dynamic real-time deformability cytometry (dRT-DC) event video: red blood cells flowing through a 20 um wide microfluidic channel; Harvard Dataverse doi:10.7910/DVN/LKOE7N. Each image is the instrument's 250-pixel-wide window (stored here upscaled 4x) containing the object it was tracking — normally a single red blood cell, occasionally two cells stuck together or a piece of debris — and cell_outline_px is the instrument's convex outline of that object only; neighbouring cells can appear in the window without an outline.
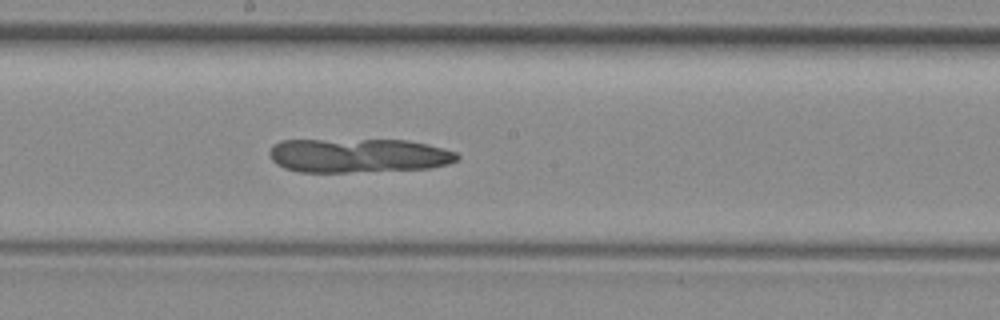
{"species": "common noctule bat (a hibernating species)", "species_latin": "Nyctalus noctula", "temperature_condition": "room temperature", "stored_images_in_passage": 40, "camera_frame_rate_fps": 3000, "um_per_image_px": 0.085, "animal": {"sex": "female", "body_mass_g": 29.2, "forearm_length_mm": 56.3}, "frame": {"image": 1, "passage_image": 15, "time_ms": 4.667, "image_size_px": [1000, 320], "cell_outline_px": [[460, 156], [456, 160], [448, 164], [432, 168], [348, 172], [300, 172], [284, 168], [276, 164], [272, 160], [268, 152], [272, 144], [280, 140], [408, 140], [428, 144], [456, 152]], "centroid_in_image_um": [30.42, 13.21], "position_along_channel_um": 217.8, "area_um2": 37.51}}
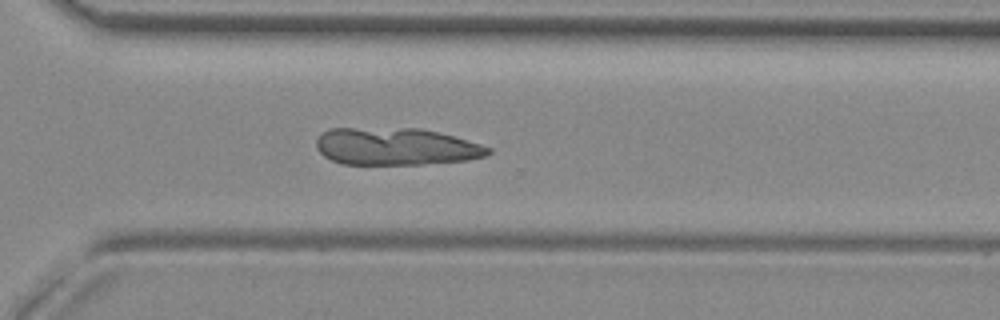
{"frame": {"image": 2, "passage_image": 24, "time_ms": 7.667, "image_size_px": [1000, 320], "cell_outline_px": [[492, 152], [488, 156], [468, 160], [424, 164], [340, 164], [324, 156], [316, 148], [316, 140], [320, 132], [328, 128], [420, 128], [440, 132], [480, 144], [492, 148]], "centroid_in_image_um": [33.64, 12.45], "position_along_channel_um": 337.0, "area_um2": 37.74}}
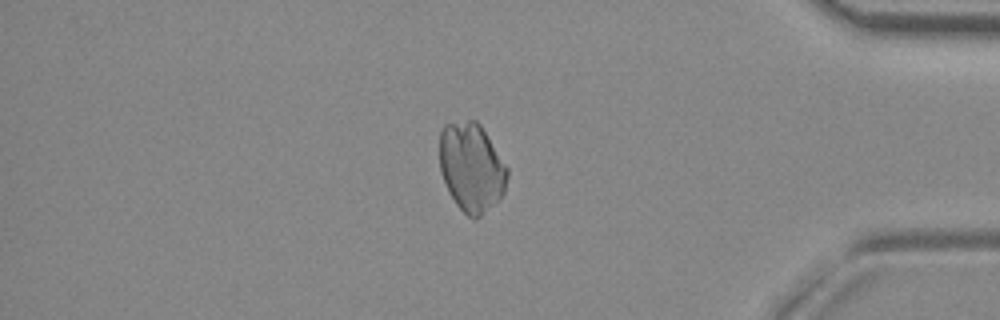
{"frame": {"image": 3, "passage_image": 31, "time_ms": 10.0, "image_size_px": [1000, 320], "cell_outline_px": [[508, 176], [504, 192], [476, 220], [472, 220], [456, 204], [448, 192], [440, 172], [440, 132], [444, 124], [468, 120], [476, 120], [480, 124], [508, 168]], "centroid_in_image_um": [40.06, 14.21], "position_along_channel_um": 395.1, "area_um2": 34.97}}